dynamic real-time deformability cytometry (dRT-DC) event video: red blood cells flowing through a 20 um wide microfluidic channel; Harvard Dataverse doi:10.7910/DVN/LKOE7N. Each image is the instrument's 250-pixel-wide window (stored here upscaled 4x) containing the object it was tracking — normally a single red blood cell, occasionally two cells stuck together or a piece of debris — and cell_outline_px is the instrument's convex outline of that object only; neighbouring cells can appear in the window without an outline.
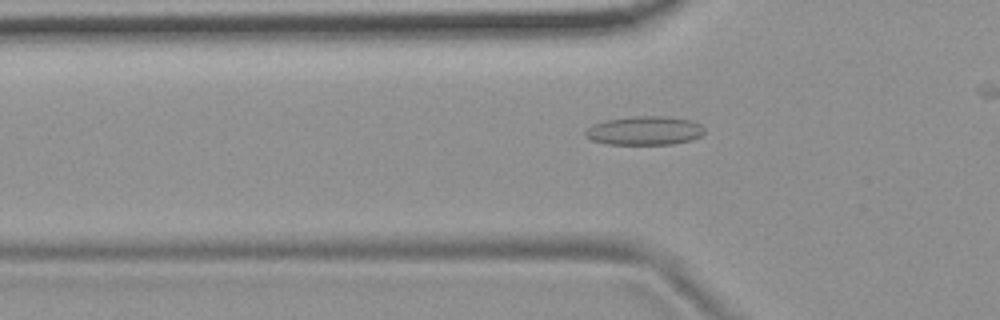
{"species": "common noctule bat (a hibernating species)", "species_latin": "Nyctalus noctula", "temperature_condition": "room temperature", "stored_images_in_passage": 44, "camera_frame_rate_fps": 3000, "um_per_image_px": 0.085, "animal": {"sex": "female", "body_mass_g": 19.9}, "frame": {"image": 1, "passage_image": 18, "time_ms": 5.667, "image_size_px": [1000, 320], "cell_outline_px": [[704, 132], [700, 136], [692, 140], [672, 144], [608, 144], [592, 140], [584, 136], [584, 132], [588, 128], [596, 124], [608, 120], [632, 116], [664, 116], [688, 120], [700, 124], [704, 128]], "centroid_in_image_um": [54.8, 11.11], "position_along_channel_um": 71.0, "area_um2": 19.77}}
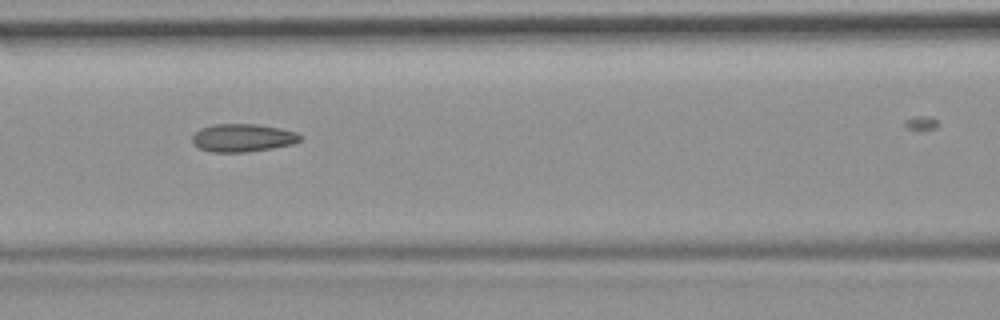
{"frame": {"image": 2, "passage_image": 24, "time_ms": 7.667, "image_size_px": [1000, 320], "cell_outline_px": [[300, 140], [292, 144], [272, 148], [248, 152], [212, 152], [200, 148], [192, 144], [192, 136], [200, 128], [216, 124], [256, 124], [280, 128], [296, 132], [300, 136]], "centroid_in_image_um": [20.6, 11.72], "position_along_channel_um": 146.0, "area_um2": 17.51}}
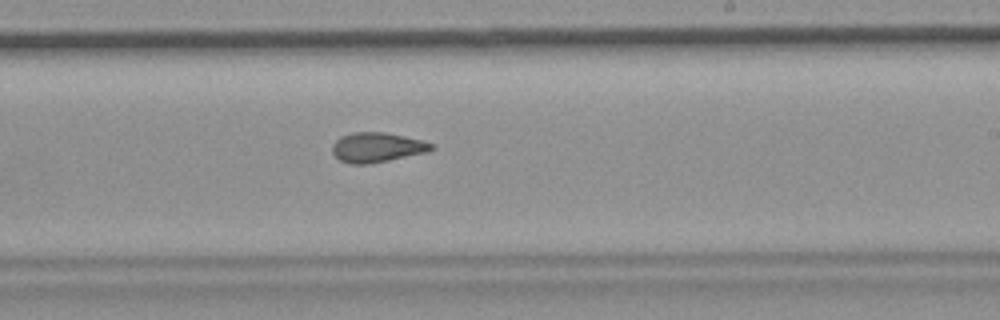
{"frame": {"image": 3, "passage_image": 33, "time_ms": 10.667, "image_size_px": [1000, 320], "cell_outline_px": [[436, 148], [428, 152], [368, 164], [352, 164], [340, 160], [332, 152], [332, 144], [340, 136], [352, 132], [384, 132], [404, 136], [420, 140], [432, 144]], "centroid_in_image_um": [32.03, 12.52], "position_along_channel_um": 257.0, "area_um2": 17.11}}